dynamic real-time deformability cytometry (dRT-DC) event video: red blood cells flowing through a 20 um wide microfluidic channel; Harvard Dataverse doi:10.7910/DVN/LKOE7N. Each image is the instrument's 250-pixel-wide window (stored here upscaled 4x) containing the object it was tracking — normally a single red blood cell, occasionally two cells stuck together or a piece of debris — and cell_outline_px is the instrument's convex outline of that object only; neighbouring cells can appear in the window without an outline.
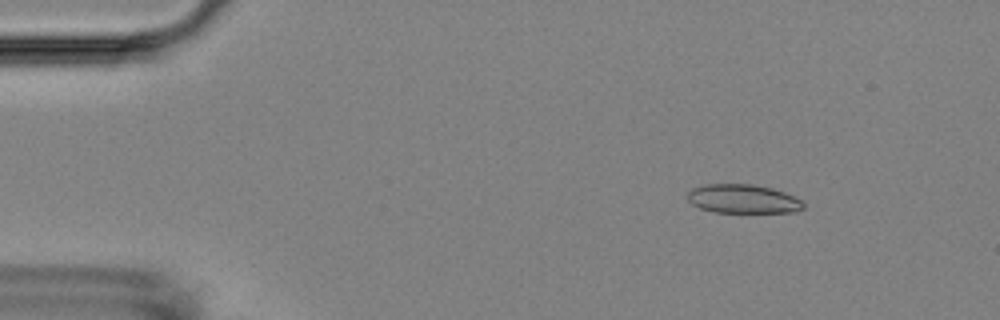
{"species": "Egyptian fruit bat (a non-hibernating species)", "species_latin": "Rousettus aegyptiacus", "temperature_condition": "room temperature", "stored_images_in_passage": 7, "camera_frame_rate_fps": 3000, "um_per_image_px": 0.085, "animal": {"sex": "female"}, "frame": {"image": 1, "passage_image": 3, "time_ms": 2.333, "image_size_px": [1000, 320], "cell_outline_px": [[804, 208], [796, 212], [716, 212], [700, 208], [692, 204], [688, 200], [688, 192], [692, 188], [704, 184], [752, 184], [772, 188], [784, 192], [804, 200]], "centroid_in_image_um": [63.18, 16.9], "position_along_channel_um": 21.8, "area_um2": 19.59}}
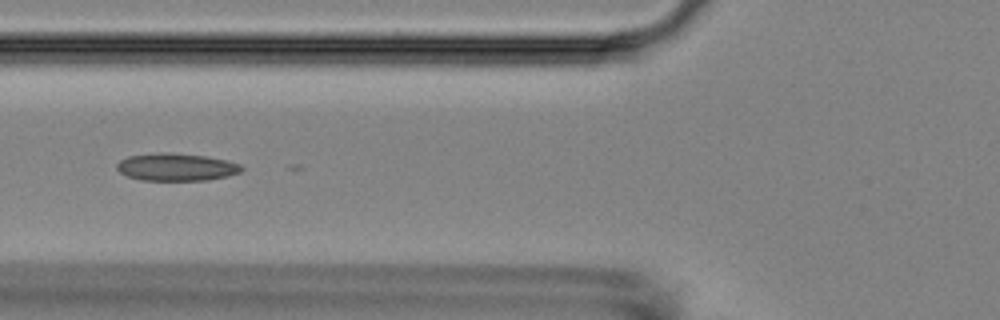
{"frame": {"image": 2, "passage_image": 7, "time_ms": 7.0, "image_size_px": [1000, 320], "cell_outline_px": [[244, 168], [240, 172], [228, 176], [208, 180], [140, 180], [128, 176], [120, 172], [116, 168], [116, 164], [120, 160], [128, 156], [160, 152], [204, 156], [224, 160], [240, 164]], "centroid_in_image_um": [14.97, 14.21], "position_along_channel_um": 110.8, "area_um2": 19.83}}